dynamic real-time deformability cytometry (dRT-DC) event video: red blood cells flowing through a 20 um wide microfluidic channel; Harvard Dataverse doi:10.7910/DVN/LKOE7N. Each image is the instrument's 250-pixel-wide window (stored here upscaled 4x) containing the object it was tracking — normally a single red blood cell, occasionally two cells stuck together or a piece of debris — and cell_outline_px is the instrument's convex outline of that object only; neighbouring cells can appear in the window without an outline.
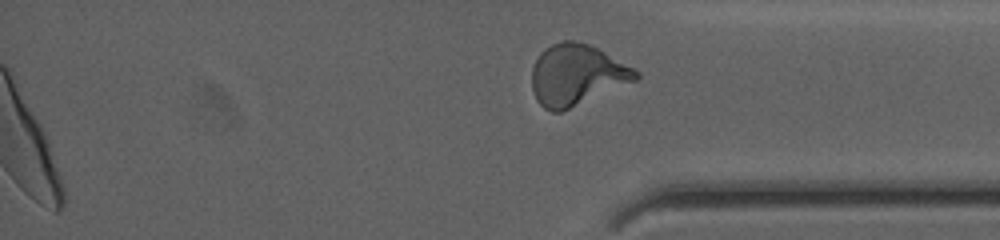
{"species": "human", "species_latin": "Homo sapiens", "temperature_condition": "cold", "stored_images_in_passage": 35, "segment_of_instrument_passage": [2, 2], "camera_frame_rate_fps": 3000, "um_per_image_px": 0.085, "donor": {"sex": "female"}, "frame": {"image": 1, "passage_image": 35, "time_ms": 11.333, "image_size_px": [1000, 240], "cell_outline_px": [[640, 76], [636, 80], [560, 112], [552, 112], [544, 108], [536, 100], [532, 88], [532, 68], [540, 52], [544, 48], [552, 44], [564, 40], [572, 40], [588, 44], [604, 52], [640, 72]], "centroid_in_image_um": [48.98, 6.36], "position_along_channel_um": 386.2, "area_um2": 36.47}}